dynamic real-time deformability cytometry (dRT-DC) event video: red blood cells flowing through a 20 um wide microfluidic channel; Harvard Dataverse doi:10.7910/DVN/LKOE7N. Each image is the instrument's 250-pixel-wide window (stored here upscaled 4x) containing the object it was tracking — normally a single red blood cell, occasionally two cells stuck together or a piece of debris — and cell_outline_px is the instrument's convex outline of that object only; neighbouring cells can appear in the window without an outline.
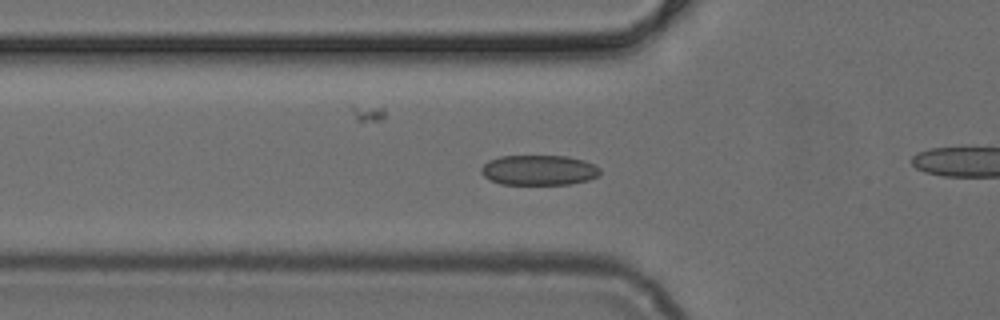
{"species": "common noctule bat (a hibernating species)", "species_latin": "Nyctalus noctula", "temperature_condition": "cold", "stored_images_in_passage": 38, "camera_frame_rate_fps": 3000, "um_per_image_px": 0.085, "animal": {"sex": "female", "body_mass_g": 24.6, "forearm_length_mm": 56.2}, "frame": {"image": 1, "passage_image": 4, "time_ms": 1.0, "image_size_px": [1000, 320], "cell_outline_px": [[600, 176], [588, 180], [568, 184], [500, 184], [488, 180], [480, 172], [480, 168], [488, 160], [500, 156], [568, 156], [584, 160], [600, 168]], "centroid_in_image_um": [45.78, 14.46], "position_along_channel_um": 80.0, "area_um2": 21.04}}
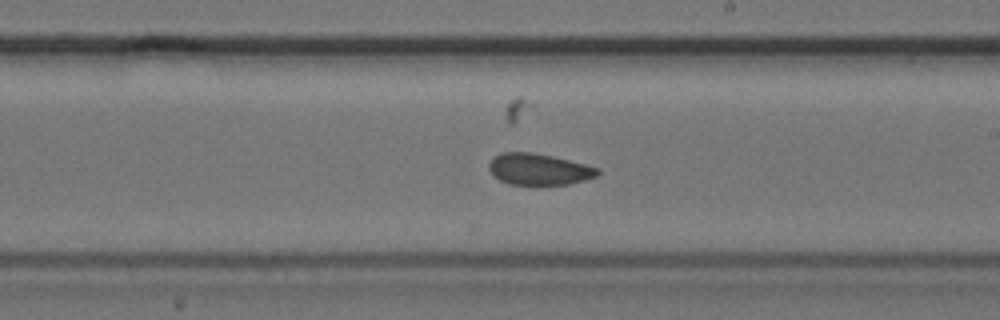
{"frame": {"image": 2, "passage_image": 16, "time_ms": 5.0, "image_size_px": [1000, 320], "cell_outline_px": [[600, 172], [596, 176], [584, 180], [568, 184], [540, 188], [536, 188], [508, 184], [500, 180], [488, 168], [488, 164], [500, 152], [532, 152], [552, 156], [600, 168]], "centroid_in_image_um": [45.8, 14.44], "position_along_channel_um": 243.2, "area_um2": 20.52}}
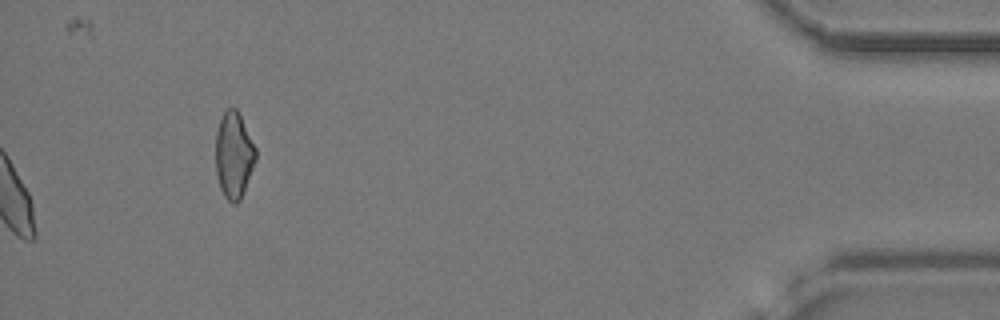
{"frame": {"image": 3, "passage_image": 38, "time_ms": 12.333, "image_size_px": [1000, 320], "cell_outline_px": [[256, 160], [240, 200], [236, 204], [232, 204], [224, 196], [220, 188], [216, 172], [216, 132], [220, 120], [224, 112], [228, 108], [236, 108], [256, 148]], "centroid_in_image_um": [19.87, 13.21], "position_along_channel_um": 415.3, "area_um2": 19.94}}